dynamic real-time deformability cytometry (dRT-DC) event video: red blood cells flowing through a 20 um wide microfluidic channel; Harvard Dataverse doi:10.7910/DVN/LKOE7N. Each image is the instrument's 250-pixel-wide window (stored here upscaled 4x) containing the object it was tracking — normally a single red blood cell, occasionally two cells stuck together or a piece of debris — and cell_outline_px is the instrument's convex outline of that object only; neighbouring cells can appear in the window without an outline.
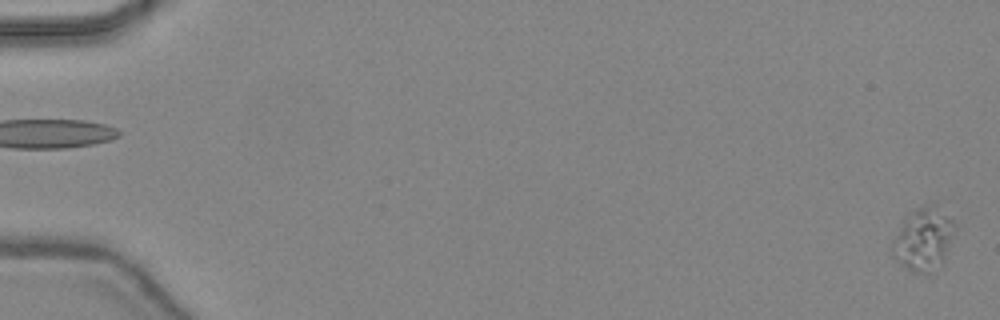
{"species": "common noctule bat (a hibernating species)", "species_latin": "Nyctalus noctula", "temperature_condition": "warm", "stored_images_in_passage": 12, "camera_frame_rate_fps": 3000, "um_per_image_px": 0.085, "animal": {"sex": "female", "body_mass_g": 24.6, "forearm_length_mm": 56.2}, "frame": {"image": 1, "passage_image": 1, "time_ms": 0.0, "image_size_px": [1000, 320], "cell_outline_px": [[956, 232], [944, 264], [936, 272], [924, 276], [912, 272], [900, 264], [892, 256], [892, 240], [904, 220], [916, 208], [924, 204], [936, 200], [956, 224]], "centroid_in_image_um": [78.58, 20.34], "position_along_channel_um": 6.4, "area_um2": 24.22}}